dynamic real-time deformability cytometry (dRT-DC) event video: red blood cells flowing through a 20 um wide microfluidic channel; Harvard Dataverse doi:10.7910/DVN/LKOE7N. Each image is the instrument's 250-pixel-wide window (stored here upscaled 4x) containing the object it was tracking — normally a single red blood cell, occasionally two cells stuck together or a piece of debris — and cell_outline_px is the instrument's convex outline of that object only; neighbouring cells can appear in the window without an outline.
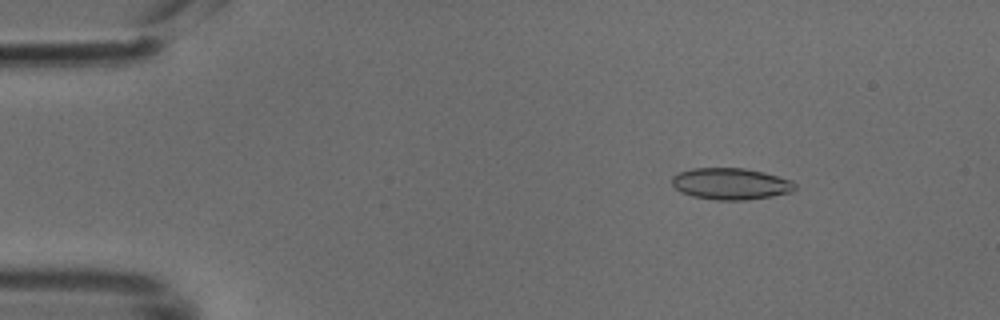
{"species": "common noctule bat (a hibernating species)", "species_latin": "Nyctalus noctula", "temperature_condition": "cold", "stored_images_in_passage": 47, "camera_frame_rate_fps": 3000, "um_per_image_px": 0.085, "animal": {"sex": "male", "body_mass_g": 18.8}, "frame": {"image": 1, "passage_image": 6, "time_ms": 1.667, "image_size_px": [1000, 320], "cell_outline_px": [[796, 188], [792, 192], [772, 196], [744, 200], [716, 200], [692, 196], [680, 192], [672, 184], [672, 176], [676, 172], [692, 168], [744, 168], [764, 172], [792, 180], [796, 184]], "centroid_in_image_um": [62.1, 15.62], "position_along_channel_um": 22.9, "area_um2": 22.83}}
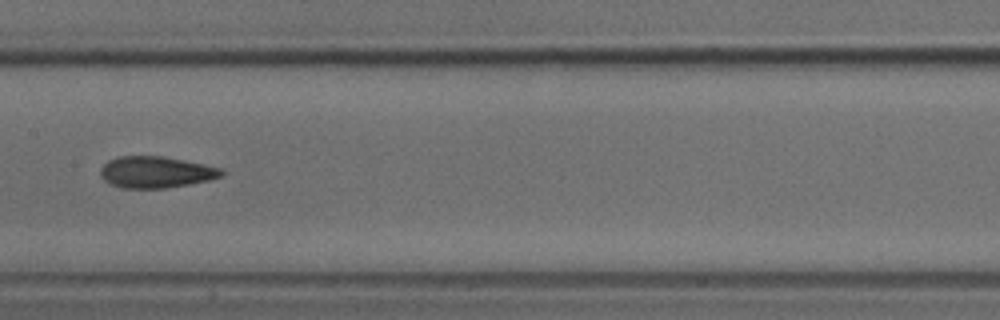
{"frame": {"image": 2, "passage_image": 24, "time_ms": 7.667, "image_size_px": [1000, 320], "cell_outline_px": [[224, 172], [220, 176], [208, 180], [188, 184], [164, 188], [120, 188], [108, 184], [100, 176], [100, 168], [108, 160], [120, 156], [164, 156], [224, 168]], "centroid_in_image_um": [13.21, 14.63], "position_along_channel_um": 194.2, "area_um2": 22.31}}
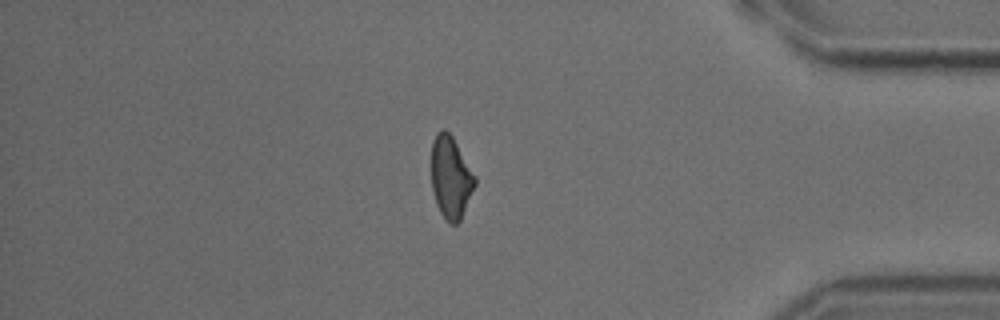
{"frame": {"image": 3, "passage_image": 41, "time_ms": 13.333, "image_size_px": [1000, 320], "cell_outline_px": [[476, 184], [460, 220], [456, 224], [452, 224], [440, 212], [436, 204], [432, 188], [432, 140], [436, 132], [444, 128], [452, 136], [476, 176]], "centroid_in_image_um": [38.31, 15.04], "position_along_channel_um": 396.9, "area_um2": 20.69}}